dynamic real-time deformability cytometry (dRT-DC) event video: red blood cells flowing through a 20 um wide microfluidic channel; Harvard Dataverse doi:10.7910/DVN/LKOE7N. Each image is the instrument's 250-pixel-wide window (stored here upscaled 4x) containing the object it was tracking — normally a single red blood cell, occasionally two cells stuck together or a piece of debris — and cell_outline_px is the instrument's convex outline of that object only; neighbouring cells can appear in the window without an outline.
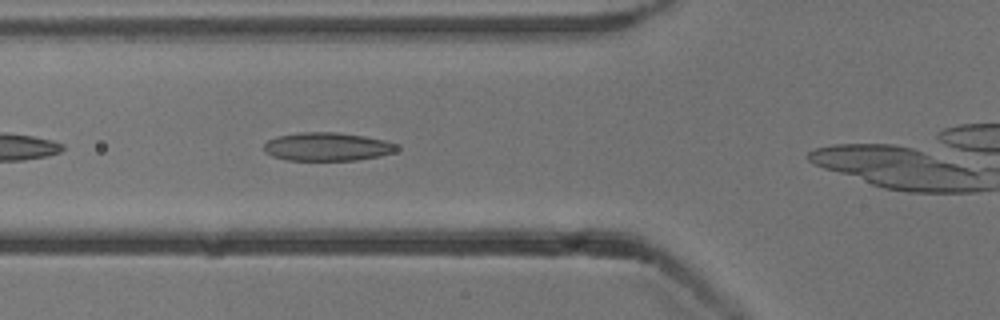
{"species": "common noctule bat (a hibernating species)", "species_latin": "Nyctalus noctula", "temperature_condition": "cold", "stored_images_in_passage": 15, "camera_frame_rate_fps": 3000, "um_per_image_px": 0.085, "animal": {"sex": "male", "body_mass_g": 13.3}, "frame": {"image": 1, "passage_image": 5, "time_ms": 1.333, "image_size_px": [1000, 320], "cell_outline_px": [[400, 148], [396, 152], [380, 156], [356, 160], [288, 160], [272, 156], [264, 152], [264, 144], [268, 140], [276, 136], [300, 132], [336, 132], [364, 136], [384, 140], [396, 144]], "centroid_in_image_um": [27.82, 12.47], "position_along_channel_um": 98.0, "area_um2": 22.08}}
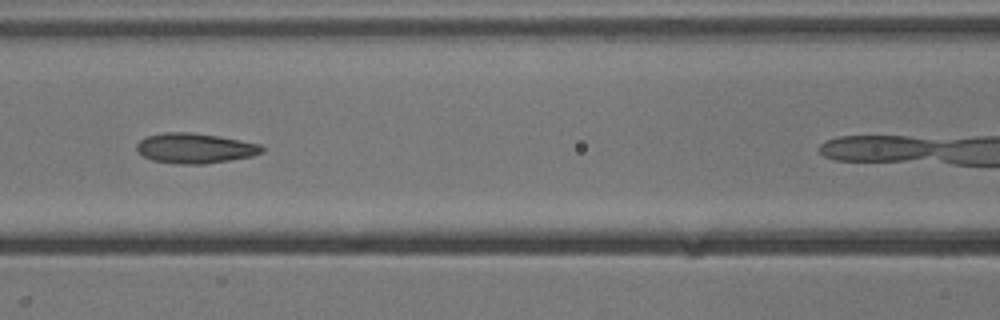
{"frame": {"image": 2, "passage_image": 9, "time_ms": 2.667, "image_size_px": [1000, 320], "cell_outline_px": [[264, 152], [252, 156], [204, 164], [176, 164], [152, 160], [144, 156], [136, 148], [136, 144], [140, 140], [148, 136], [164, 132], [192, 132], [216, 136], [260, 144], [264, 148]], "centroid_in_image_um": [16.56, 12.6], "position_along_channel_um": 150.0, "area_um2": 21.79}}